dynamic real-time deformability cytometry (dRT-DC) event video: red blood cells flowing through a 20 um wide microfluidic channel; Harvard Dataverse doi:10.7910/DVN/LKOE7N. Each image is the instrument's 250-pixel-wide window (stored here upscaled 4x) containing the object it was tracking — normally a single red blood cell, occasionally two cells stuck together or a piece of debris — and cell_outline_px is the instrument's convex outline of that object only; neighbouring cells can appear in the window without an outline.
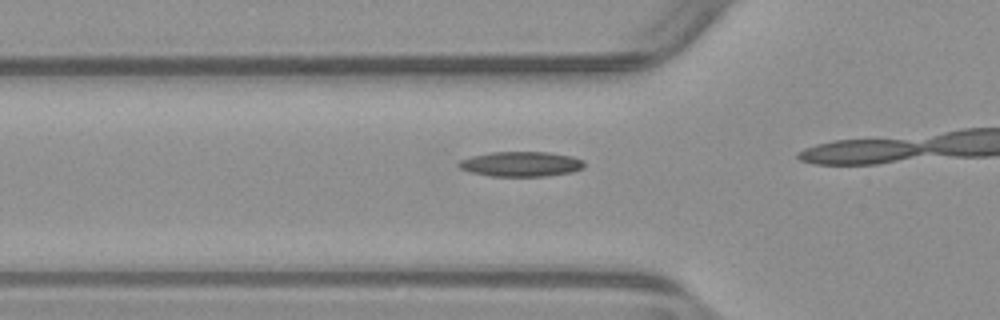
{"species": "common noctule bat (a hibernating species)", "species_latin": "Nyctalus noctula", "temperature_condition": "warm", "stored_images_in_passage": 17, "camera_frame_rate_fps": 3000, "um_per_image_px": 0.085, "animal": {"sex": "male", "body_mass_g": 23.1, "forearm_length_mm": 52.7}, "frame": {"image": 1, "passage_image": 13, "time_ms": 4.0, "image_size_px": [1000, 320], "cell_outline_px": [[584, 168], [572, 172], [544, 176], [492, 176], [468, 172], [460, 168], [456, 164], [460, 160], [472, 156], [492, 152], [548, 152], [572, 156], [584, 160]], "centroid_in_image_um": [44.28, 13.94], "position_along_channel_um": 81.5, "area_um2": 18.32}}
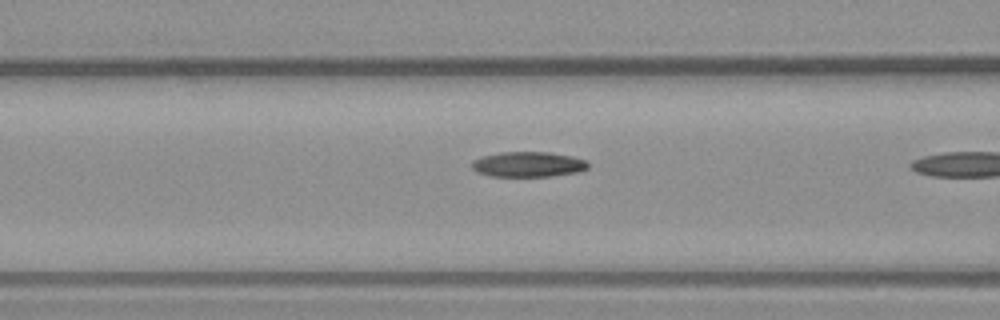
{"frame": {"image": 2, "passage_image": 16, "time_ms": 5.0, "image_size_px": [1000, 320], "cell_outline_px": [[588, 168], [576, 172], [552, 176], [492, 176], [480, 172], [472, 168], [472, 164], [476, 160], [484, 156], [500, 152], [552, 152], [572, 156], [588, 160]], "centroid_in_image_um": [44.97, 13.96], "position_along_channel_um": 121.6, "area_um2": 16.88}}